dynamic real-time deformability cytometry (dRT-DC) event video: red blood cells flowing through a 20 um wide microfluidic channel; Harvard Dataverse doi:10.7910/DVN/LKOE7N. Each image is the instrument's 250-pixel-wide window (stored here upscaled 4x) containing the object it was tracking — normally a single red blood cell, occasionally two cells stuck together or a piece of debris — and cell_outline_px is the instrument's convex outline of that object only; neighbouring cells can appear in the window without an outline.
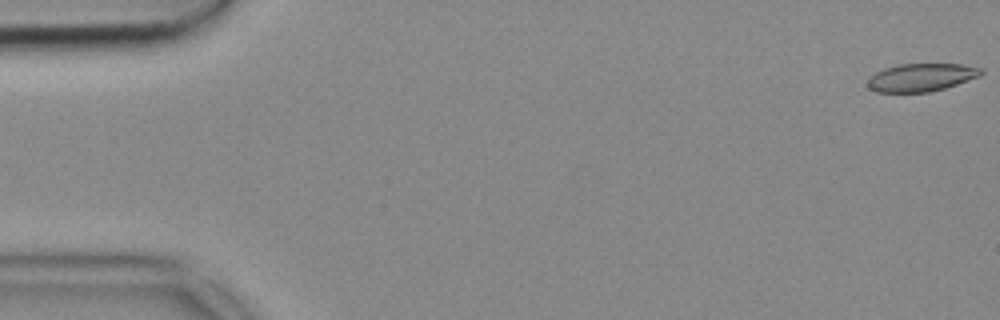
{"species": "common noctule bat (a hibernating species)", "species_latin": "Nyctalus noctula", "temperature_condition": "cold", "stored_images_in_passage": 53, "camera_frame_rate_fps": 3000, "um_per_image_px": 0.085, "animal": {"sex": "female", "body_mass_g": 18.4}, "frame": {"image": 1, "passage_image": 1, "time_ms": 0.0, "image_size_px": [1000, 320], "cell_outline_px": [[984, 72], [980, 76], [944, 88], [928, 92], [876, 92], [868, 88], [868, 80], [876, 72], [884, 68], [896, 64], [964, 64], [980, 68]], "centroid_in_image_um": [78.3, 6.57], "position_along_channel_um": 6.7, "area_um2": 18.38}}
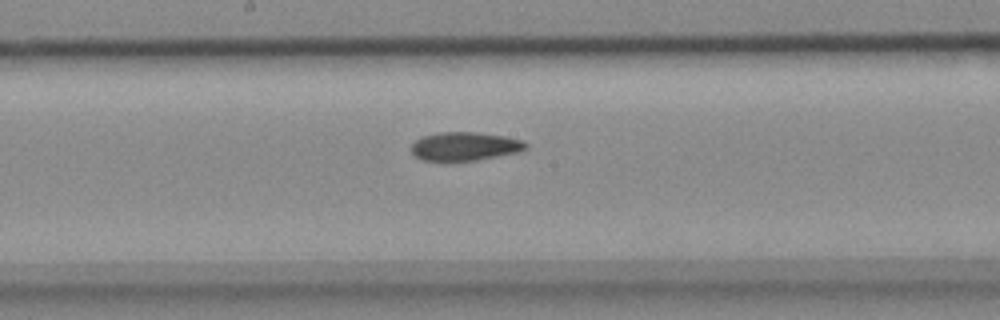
{"frame": {"image": 2, "passage_image": 28, "time_ms": 9.0, "image_size_px": [1000, 320], "cell_outline_px": [[528, 148], [516, 152], [476, 160], [448, 164], [420, 160], [412, 152], [412, 144], [420, 136], [440, 132], [476, 132], [504, 136], [524, 140], [528, 144]], "centroid_in_image_um": [39.45, 12.47], "position_along_channel_um": 208.7, "area_um2": 19.71}}
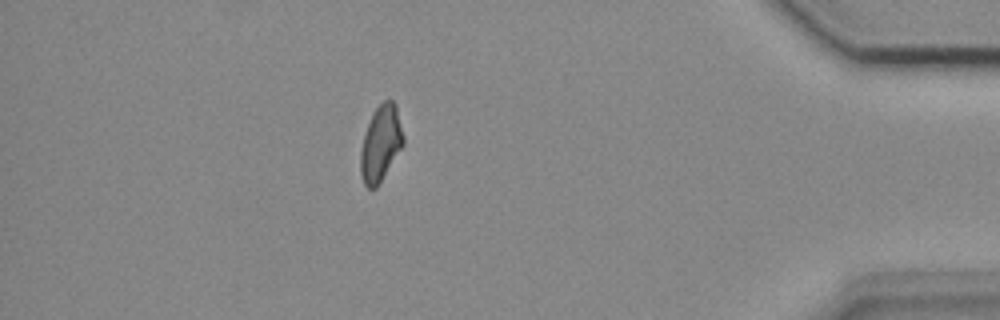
{"frame": {"image": 3, "passage_image": 47, "time_ms": 15.333, "image_size_px": [1000, 320], "cell_outline_px": [[404, 144], [376, 188], [368, 188], [364, 184], [360, 172], [360, 152], [364, 136], [372, 112], [384, 100], [392, 100], [396, 104], [404, 136]], "centroid_in_image_um": [32.36, 12.18], "position_along_channel_um": 402.8, "area_um2": 18.79}}